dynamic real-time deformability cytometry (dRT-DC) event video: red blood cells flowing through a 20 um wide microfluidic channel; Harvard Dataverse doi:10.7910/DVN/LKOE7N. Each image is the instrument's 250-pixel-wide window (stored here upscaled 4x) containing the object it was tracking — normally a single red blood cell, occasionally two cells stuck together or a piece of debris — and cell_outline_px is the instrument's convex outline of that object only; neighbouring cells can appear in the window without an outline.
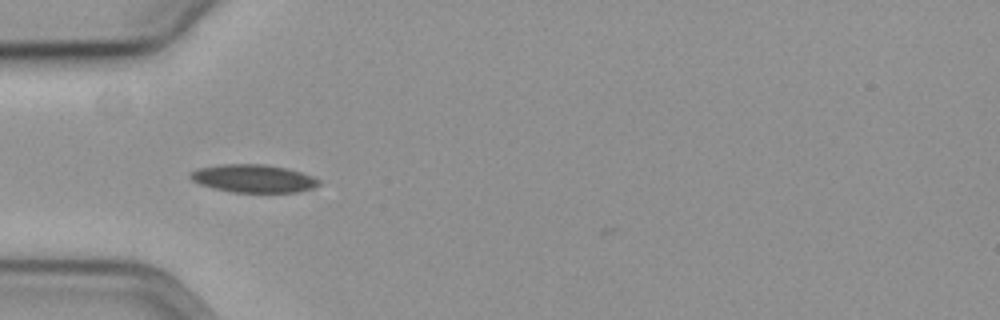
{"species": "common noctule bat (a hibernating species)", "species_latin": "Nyctalus noctula", "temperature_condition": "cold", "stored_images_in_passage": 43, "camera_frame_rate_fps": 3000, "um_per_image_px": 0.085, "animal": {"sex": "female", "body_mass_g": 19.3, "forearm_length_mm": 54.1}, "frame": {"image": 1, "passage_image": 4, "time_ms": 1.0, "image_size_px": [1000, 320], "cell_outline_px": [[320, 184], [312, 188], [296, 192], [232, 192], [212, 188], [200, 184], [192, 180], [188, 176], [188, 172], [196, 168], [220, 164], [264, 164], [284, 168], [300, 172], [312, 176], [320, 180]], "centroid_in_image_um": [21.47, 15.17], "position_along_channel_um": 63.5, "area_um2": 20.98}}
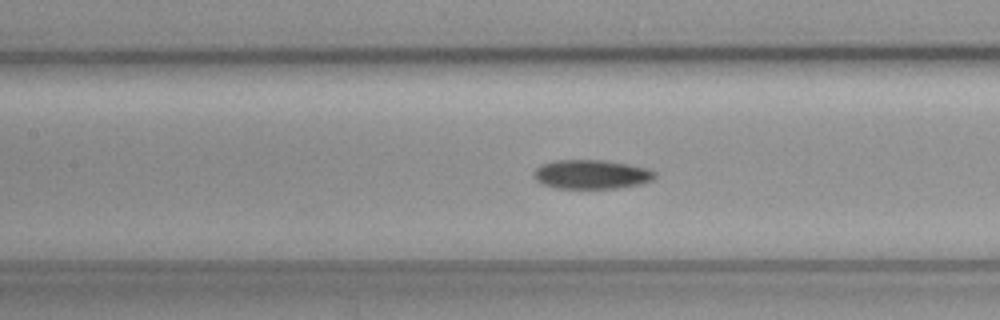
{"frame": {"image": 2, "passage_image": 12, "time_ms": 3.667, "image_size_px": [1000, 320], "cell_outline_px": [[656, 176], [652, 180], [644, 184], [616, 188], [556, 188], [540, 184], [532, 176], [532, 172], [540, 164], [552, 160], [608, 160], [648, 168], [656, 172]], "centroid_in_image_um": [50.25, 14.81], "position_along_channel_um": 157.1, "area_um2": 20.98}}
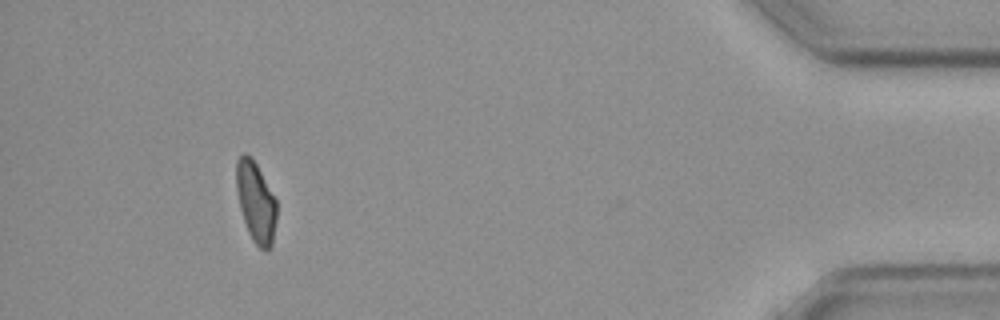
{"frame": {"image": 3, "passage_image": 39, "time_ms": 12.667, "image_size_px": [1000, 320], "cell_outline_px": [[276, 220], [272, 244], [264, 252], [252, 240], [248, 232], [240, 208], [236, 192], [236, 160], [244, 152], [248, 152], [252, 156], [276, 200]], "centroid_in_image_um": [21.73, 17.14], "position_along_channel_um": 413.5, "area_um2": 18.96}}